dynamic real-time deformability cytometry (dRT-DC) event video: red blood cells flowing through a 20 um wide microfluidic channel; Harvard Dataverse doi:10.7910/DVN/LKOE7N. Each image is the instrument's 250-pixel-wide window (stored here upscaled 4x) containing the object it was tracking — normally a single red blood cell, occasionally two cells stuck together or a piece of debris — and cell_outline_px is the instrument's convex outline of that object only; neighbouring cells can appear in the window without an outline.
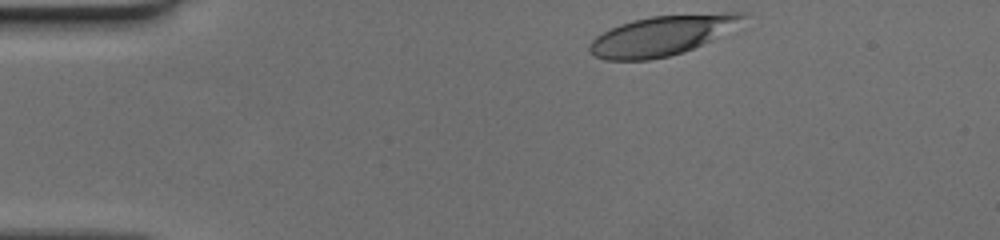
{"species": "human", "species_latin": "Homo sapiens", "temperature_condition": "cold", "stored_images_in_passage": 44, "camera_frame_rate_fps": 3000, "um_per_image_px": 0.085, "donor": {"sex": "female"}, "frame": {"image": 1, "passage_image": 1, "time_ms": 0.0, "image_size_px": [1000, 240], "cell_outline_px": [[748, 16], [712, 40], [684, 52], [668, 56], [648, 60], [604, 60], [592, 56], [588, 52], [588, 44], [596, 36], [620, 24], [632, 20], [652, 16], [724, 12], [748, 12]], "centroid_in_image_um": [56.21, 3.02], "position_along_channel_um": 28.8, "area_um2": 35.49}}
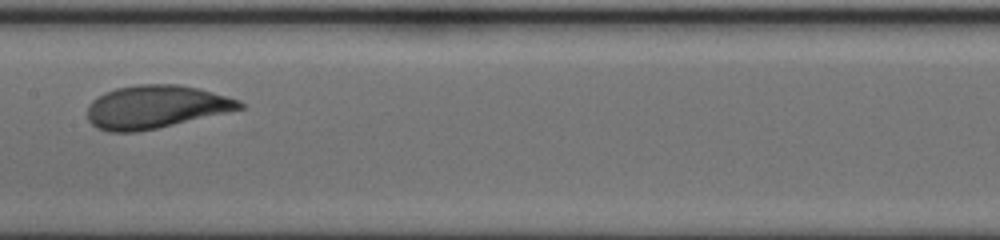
{"frame": {"image": 2, "passage_image": 19, "time_ms": 6.0, "image_size_px": [1000, 240], "cell_outline_px": [[244, 108], [228, 112], [156, 128], [136, 132], [108, 132], [96, 128], [88, 120], [88, 104], [92, 100], [104, 92], [116, 88], [140, 84], [180, 84], [196, 88], [240, 100], [244, 104]], "centroid_in_image_um": [13.19, 9.08], "position_along_channel_um": 194.2, "area_um2": 38.03}}
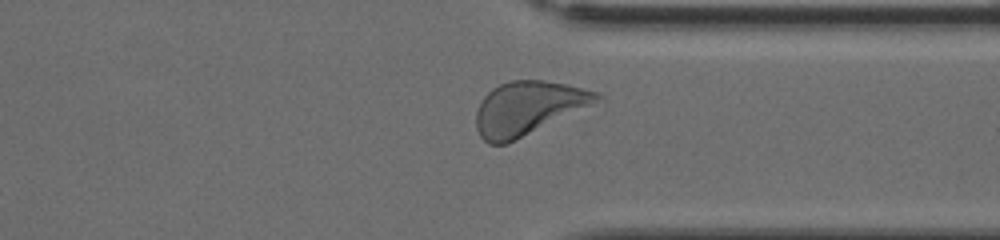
{"frame": {"image": 3, "passage_image": 32, "time_ms": 10.333, "image_size_px": [1000, 240], "cell_outline_px": [[604, 96], [508, 144], [488, 144], [480, 136], [476, 128], [476, 112], [480, 100], [492, 88], [500, 84], [512, 80], [544, 80], [564, 84], [600, 92]], "centroid_in_image_um": [44.77, 9.18], "position_along_channel_um": 366.6, "area_um2": 36.7}}